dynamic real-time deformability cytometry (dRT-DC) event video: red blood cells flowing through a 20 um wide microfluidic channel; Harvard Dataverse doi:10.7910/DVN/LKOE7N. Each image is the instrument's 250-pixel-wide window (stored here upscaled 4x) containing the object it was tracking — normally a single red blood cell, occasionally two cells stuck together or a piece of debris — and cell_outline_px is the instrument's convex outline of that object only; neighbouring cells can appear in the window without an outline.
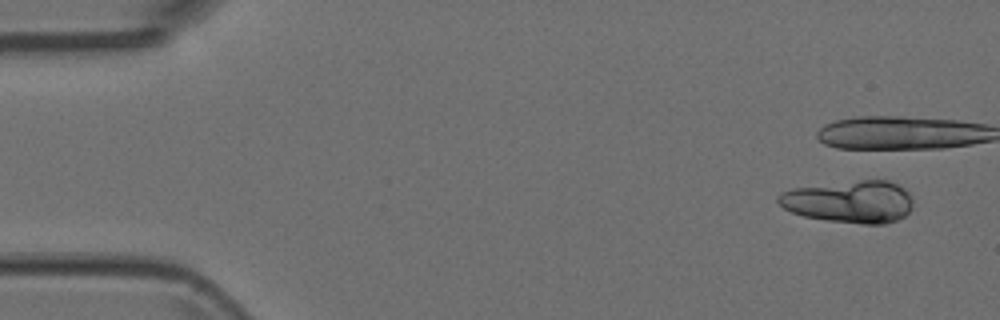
{"species": "Egyptian fruit bat (a non-hibernating species)", "species_latin": "Rousettus aegyptiacus", "temperature_condition": "room temperature", "stored_images_in_passage": 6, "camera_frame_rate_fps": 3000, "um_per_image_px": 0.085, "animal": {"sex": "female"}, "frame": {"image": 1, "passage_image": 1, "time_ms": 0.0, "image_size_px": [1000, 320], "cell_outline_px": [[912, 208], [904, 216], [896, 220], [884, 224], [864, 224], [828, 220], [804, 216], [792, 212], [784, 208], [776, 200], [776, 196], [780, 192], [792, 188], [860, 180], [888, 180], [904, 188], [908, 192], [912, 200]], "centroid_in_image_um": [72.2, 17.14], "position_along_channel_um": 12.8, "area_um2": 33.18}}